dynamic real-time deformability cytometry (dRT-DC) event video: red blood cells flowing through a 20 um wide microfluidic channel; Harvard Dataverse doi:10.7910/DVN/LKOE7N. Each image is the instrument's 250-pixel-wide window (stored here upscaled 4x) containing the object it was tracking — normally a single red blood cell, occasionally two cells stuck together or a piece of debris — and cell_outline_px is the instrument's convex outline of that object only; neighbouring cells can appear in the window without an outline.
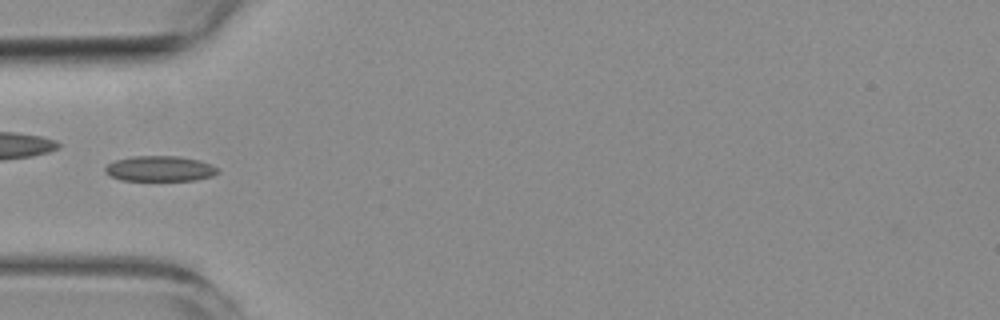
{"species": "common noctule bat (a hibernating species)", "species_latin": "Nyctalus noctula", "temperature_condition": "room temperature", "stored_images_in_passage": 10, "camera_frame_rate_fps": 3000, "um_per_image_px": 0.085, "animal": {"sex": "female", "body_mass_g": 19.3, "forearm_length_mm": 54.1}, "frame": {"image": 1, "passage_image": 5, "time_ms": 6.0, "image_size_px": [1000, 320], "cell_outline_px": [[220, 172], [212, 176], [196, 180], [120, 180], [108, 176], [104, 172], [104, 168], [108, 164], [116, 160], [132, 156], [180, 156], [200, 160], [220, 168]], "centroid_in_image_um": [13.6, 14.33], "position_along_channel_um": 71.4, "area_um2": 16.88}}
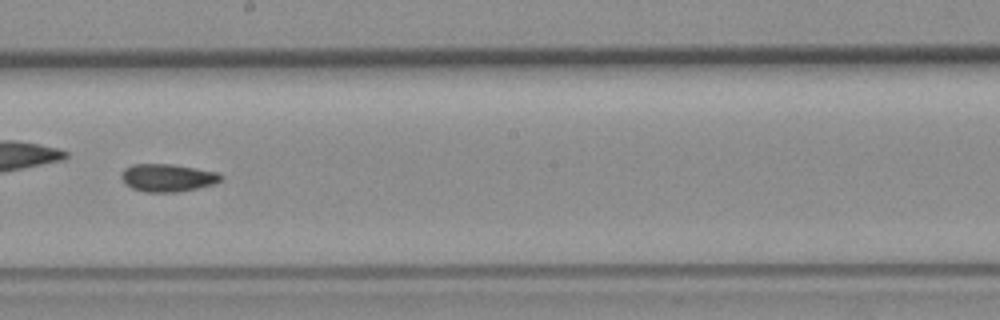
{"frame": {"image": 2, "passage_image": 9, "time_ms": 10.333, "image_size_px": [1000, 320], "cell_outline_px": [[224, 180], [216, 184], [176, 192], [144, 192], [132, 188], [124, 184], [120, 176], [124, 168], [132, 164], [172, 164], [220, 172], [224, 176]], "centroid_in_image_um": [14.28, 15.1], "position_along_channel_um": 233.9, "area_um2": 16.42}}
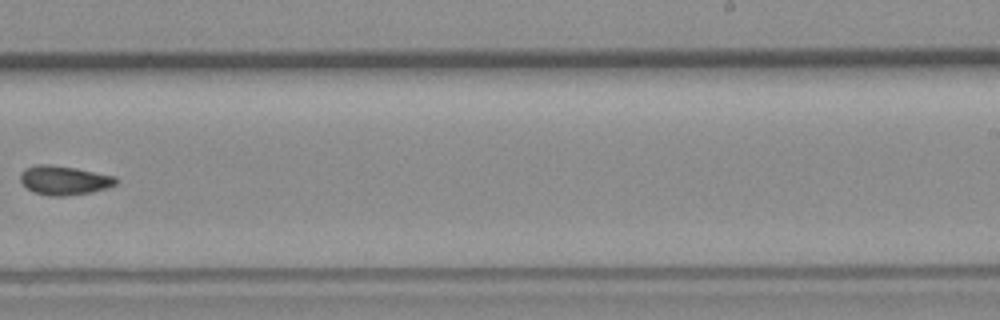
{"frame": {"image": 3, "passage_image": 10, "time_ms": 11.667, "image_size_px": [1000, 320], "cell_outline_px": [[120, 180], [116, 184], [108, 188], [92, 192], [64, 196], [48, 196], [32, 192], [20, 180], [20, 172], [24, 168], [36, 164], [48, 164], [76, 168], [116, 176]], "centroid_in_image_um": [5.47, 15.32], "position_along_channel_um": 283.5, "area_um2": 16.47}}